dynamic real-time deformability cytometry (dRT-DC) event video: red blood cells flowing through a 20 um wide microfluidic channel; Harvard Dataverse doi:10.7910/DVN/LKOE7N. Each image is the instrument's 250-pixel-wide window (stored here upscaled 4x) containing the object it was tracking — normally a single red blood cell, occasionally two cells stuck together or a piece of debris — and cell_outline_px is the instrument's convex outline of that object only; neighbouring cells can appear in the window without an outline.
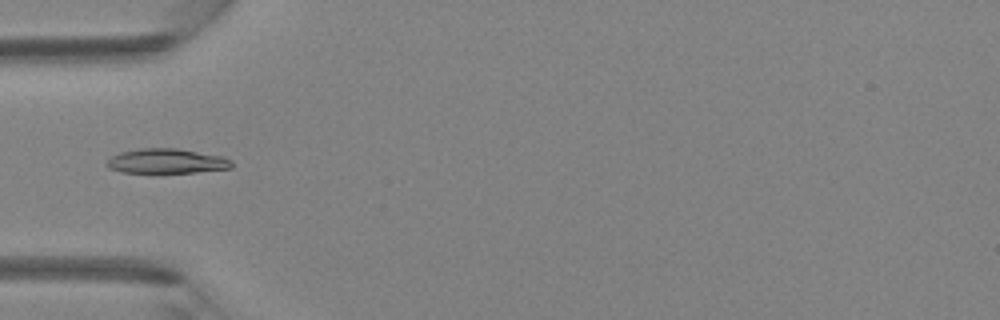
{"species": "Egyptian fruit bat (a non-hibernating species)", "species_latin": "Rousettus aegyptiacus", "temperature_condition": "room temperature", "stored_images_in_passage": 5, "camera_frame_rate_fps": 3000, "um_per_image_px": 0.085, "animal": {"sex": "female"}, "frame": {"image": 1, "passage_image": 4, "time_ms": 1.0, "image_size_px": [1000, 320], "cell_outline_px": [[232, 168], [160, 176], [156, 176], [120, 172], [108, 168], [104, 164], [112, 156], [120, 152], [140, 148], [176, 148], [224, 156], [232, 160]], "centroid_in_image_um": [14.12, 13.75], "position_along_channel_um": 70.9, "area_um2": 19.19}}
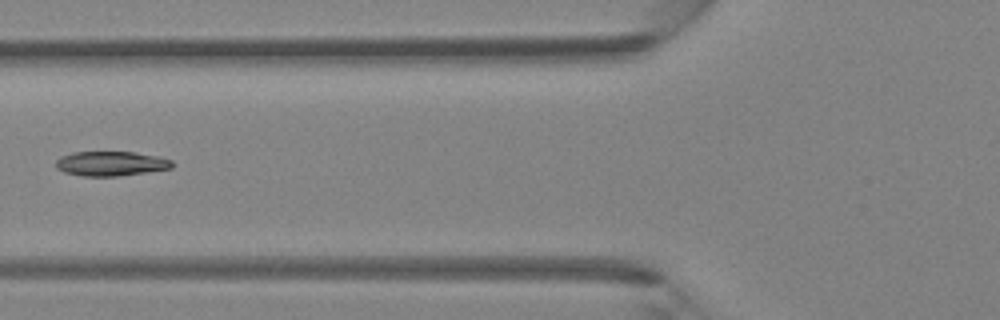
{"frame": {"image": 2, "passage_image": 5, "time_ms": 1.333, "image_size_px": [1000, 320], "cell_outline_px": [[172, 168], [120, 176], [80, 176], [64, 172], [56, 168], [56, 160], [60, 156], [72, 152], [136, 152], [160, 156], [172, 160]], "centroid_in_image_um": [9.42, 13.9], "position_along_channel_um": 116.4, "area_um2": 16.82}}